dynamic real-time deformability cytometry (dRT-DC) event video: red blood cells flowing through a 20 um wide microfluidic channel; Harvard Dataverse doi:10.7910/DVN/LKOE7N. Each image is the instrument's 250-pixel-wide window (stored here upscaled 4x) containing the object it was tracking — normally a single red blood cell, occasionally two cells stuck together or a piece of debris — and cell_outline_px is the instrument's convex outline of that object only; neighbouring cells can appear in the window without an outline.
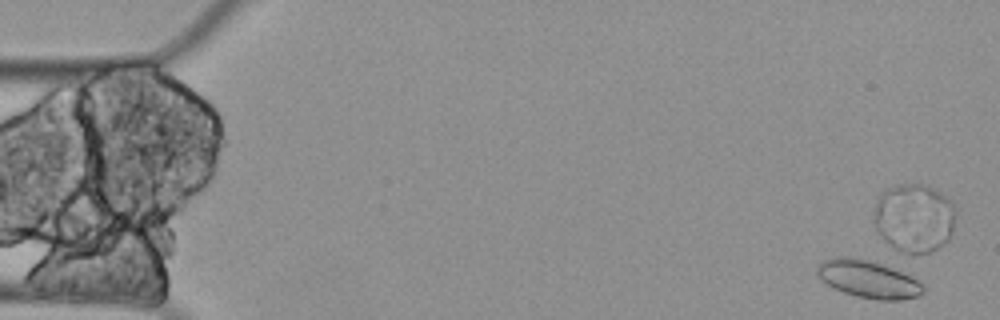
{"species": "Egyptian fruit bat (a non-hibernating species)", "species_latin": "Rousettus aegyptiacus", "temperature_condition": "cold", "stored_images_in_passage": 9, "camera_frame_rate_fps": 3000, "um_per_image_px": 0.085, "animal": {"sex": "female"}, "frame": {"image": 1, "passage_image": 1, "time_ms": 0.0, "image_size_px": [1000, 320], "cell_outline_px": [[924, 292], [916, 296], [900, 300], [876, 300], [856, 296], [844, 292], [828, 284], [816, 272], [816, 268], [824, 260], [836, 256], [848, 256], [868, 260], [880, 264], [900, 272], [924, 284]], "centroid_in_image_um": [73.79, 23.73], "position_along_channel_um": 11.2, "area_um2": 22.66}}
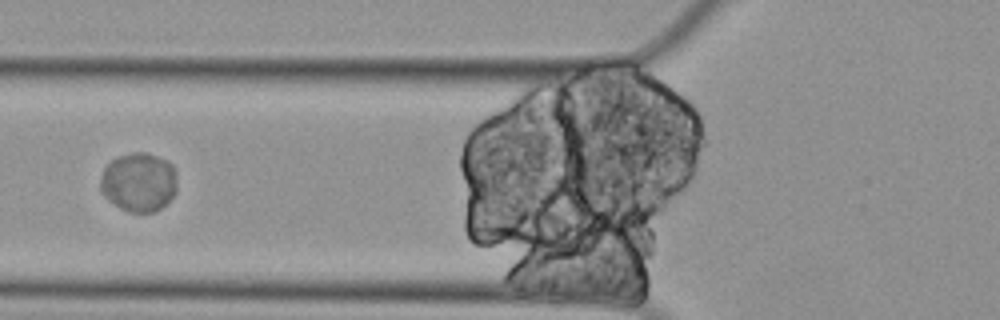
{"frame": {"image": 2, "passage_image": 7, "time_ms": 2.0, "image_size_px": [1000, 320], "cell_outline_px": [[176, 192], [160, 208], [152, 212], [128, 212], [120, 208], [100, 188], [100, 176], [104, 168], [112, 160], [120, 156], [132, 152], [144, 152], [168, 160], [176, 168]], "centroid_in_image_um": [11.83, 15.45], "position_along_channel_um": 114.0, "area_um2": 26.13}}
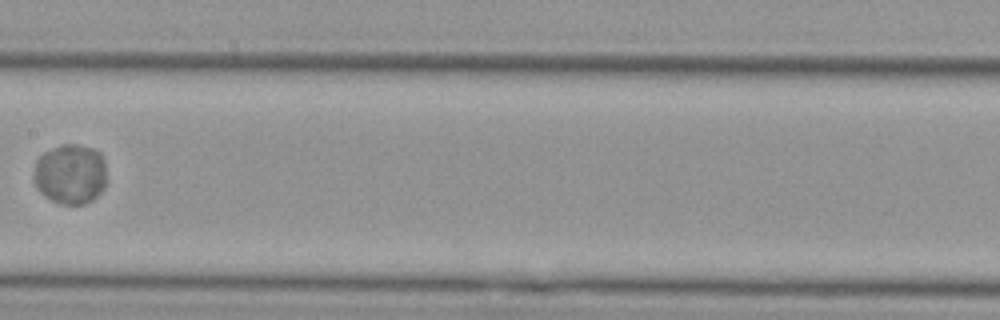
{"frame": {"image": 3, "passage_image": 9, "time_ms": 2.667, "image_size_px": [1000, 320], "cell_outline_px": [[104, 184], [100, 192], [92, 200], [84, 204], [60, 204], [52, 200], [40, 192], [36, 184], [36, 160], [44, 152], [60, 144], [76, 144], [92, 148], [100, 152], [104, 160]], "centroid_in_image_um": [5.99, 14.78], "position_along_channel_um": 201.4, "area_um2": 25.09}}